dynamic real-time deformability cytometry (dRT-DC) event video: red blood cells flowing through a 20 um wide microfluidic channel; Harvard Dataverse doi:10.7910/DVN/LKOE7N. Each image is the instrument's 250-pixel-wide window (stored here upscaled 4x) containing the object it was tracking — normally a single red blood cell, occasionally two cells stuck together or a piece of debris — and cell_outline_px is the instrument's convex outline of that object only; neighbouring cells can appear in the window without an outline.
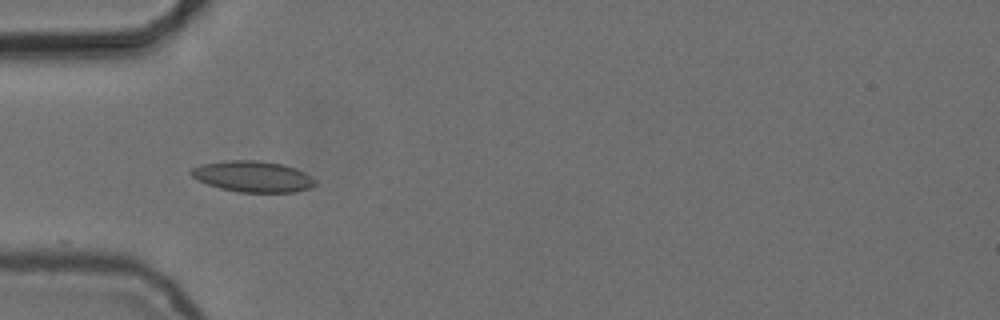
{"species": "common noctule bat (a hibernating species)", "species_latin": "Nyctalus noctula", "temperature_condition": "cold", "stored_images_in_passage": 3, "camera_frame_rate_fps": 3000, "um_per_image_px": 0.085, "animal": {"sex": "female", "body_mass_g": 24.6, "forearm_length_mm": 56.2}, "frame": {"image": 1, "passage_image": 1, "time_ms": 0.0, "image_size_px": [1000, 320], "cell_outline_px": [[316, 184], [312, 188], [296, 192], [240, 192], [220, 188], [208, 184], [192, 176], [188, 172], [192, 168], [200, 164], [228, 160], [256, 160], [284, 164], [296, 168], [312, 176], [316, 180]], "centroid_in_image_um": [21.53, 15.0], "position_along_channel_um": 63.5, "area_um2": 22.6}}